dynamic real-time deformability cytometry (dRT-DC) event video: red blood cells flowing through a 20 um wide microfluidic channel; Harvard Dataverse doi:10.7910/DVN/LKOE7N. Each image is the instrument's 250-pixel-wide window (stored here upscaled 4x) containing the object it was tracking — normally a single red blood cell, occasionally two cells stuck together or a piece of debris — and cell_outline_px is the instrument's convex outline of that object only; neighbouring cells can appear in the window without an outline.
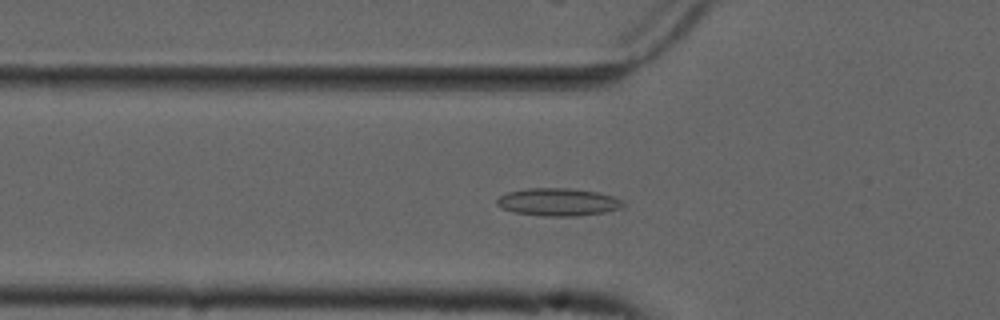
{"species": "common noctule bat (a hibernating species)", "species_latin": "Nyctalus noctula", "temperature_condition": "cold", "stored_images_in_passage": 16, "camera_frame_rate_fps": 3000, "um_per_image_px": 0.085, "animal": {"sex": "male", "forearm_length_mm": 52.5}, "frame": {"image": 1, "passage_image": 2, "time_ms": 0.333, "image_size_px": [1000, 320], "cell_outline_px": [[628, 204], [624, 208], [604, 212], [576, 216], [544, 216], [516, 212], [500, 208], [496, 204], [496, 200], [500, 196], [508, 192], [528, 188], [568, 188], [596, 192], [612, 196], [624, 200]], "centroid_in_image_um": [47.49, 17.17], "position_along_channel_um": 78.3, "area_um2": 20.46}}
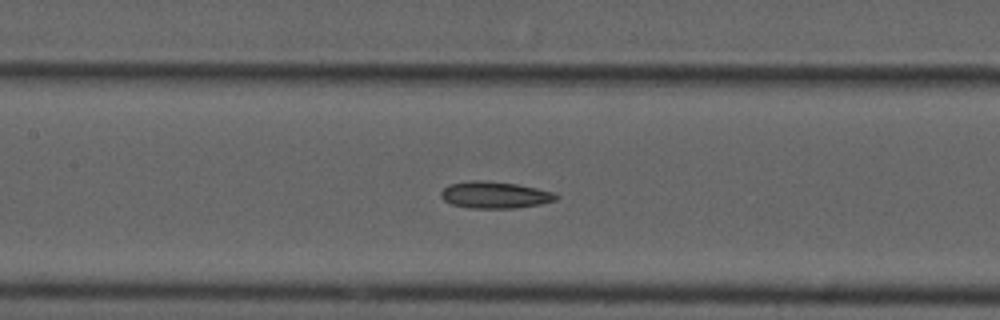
{"frame": {"image": 2, "passage_image": 9, "time_ms": 2.667, "image_size_px": [1000, 320], "cell_outline_px": [[560, 196], [556, 200], [540, 204], [516, 208], [472, 208], [452, 204], [444, 200], [440, 196], [440, 192], [448, 184], [468, 180], [484, 180], [516, 184], [536, 188], [552, 192]], "centroid_in_image_um": [42.03, 16.56], "position_along_channel_um": 165.4, "area_um2": 17.98}}
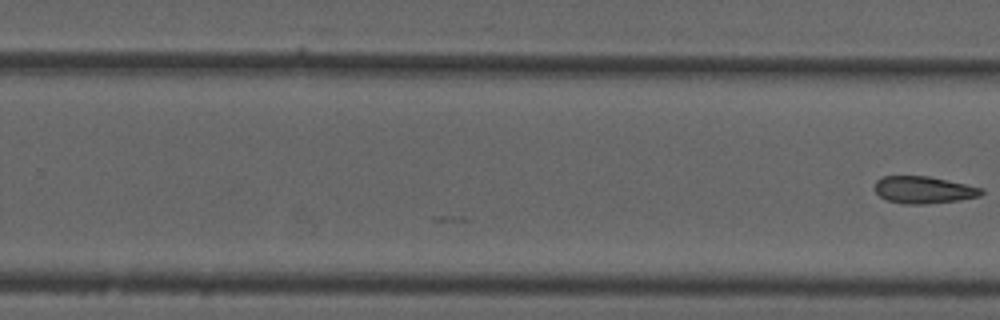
{"frame": {"image": 3, "passage_image": 16, "time_ms": 5.0, "image_size_px": [1000, 320], "cell_outline_px": [[984, 192], [980, 196], [960, 200], [928, 204], [904, 204], [888, 200], [880, 196], [872, 188], [876, 180], [880, 176], [928, 176], [948, 180], [984, 188]], "centroid_in_image_um": [78.5, 16.13], "position_along_channel_um": 251.3, "area_um2": 17.11}}